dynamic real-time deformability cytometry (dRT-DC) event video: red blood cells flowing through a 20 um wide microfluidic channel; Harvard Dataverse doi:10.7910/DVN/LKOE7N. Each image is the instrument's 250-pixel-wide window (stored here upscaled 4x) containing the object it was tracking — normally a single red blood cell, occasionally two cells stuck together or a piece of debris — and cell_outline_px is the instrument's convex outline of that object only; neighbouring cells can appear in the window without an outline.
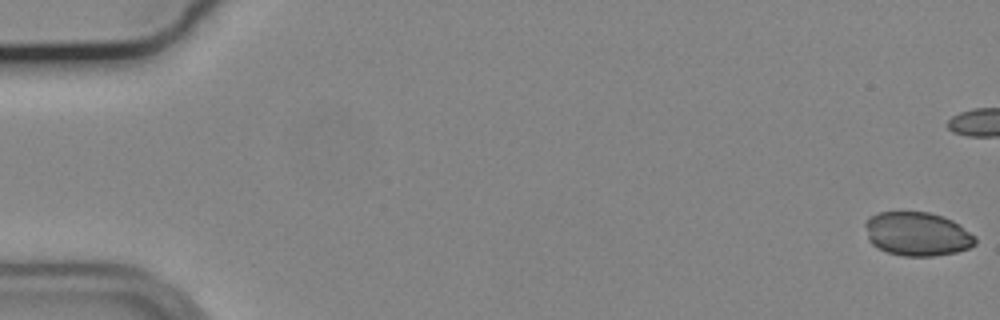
{"species": "common noctule bat (a hibernating species)", "species_latin": "Nyctalus noctula", "temperature_condition": "cold", "stored_images_in_passage": 57, "camera_frame_rate_fps": 3000, "um_per_image_px": 0.085, "animal": {"sex": "male", "body_mass_g": 19.2, "forearm_length_mm": 51.8}, "frame": {"image": 1, "passage_image": 1, "time_ms": 0.0, "image_size_px": [1000, 320], "cell_outline_px": [[976, 244], [968, 248], [956, 252], [936, 256], [904, 256], [888, 252], [876, 248], [868, 240], [864, 224], [868, 216], [880, 212], [928, 212], [944, 216], [960, 224], [976, 236]], "centroid_in_image_um": [77.96, 19.88], "position_along_channel_um": 7.0, "area_um2": 28.44}}
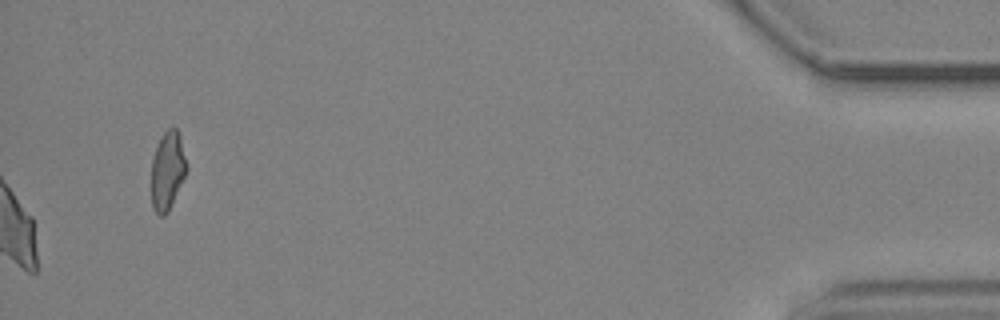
{"frame": {"image": 2, "passage_image": 57, "time_ms": 18.667, "image_size_px": [1000, 320], "cell_outline_px": [[188, 168], [168, 212], [164, 216], [160, 216], [152, 208], [152, 160], [156, 148], [164, 132], [172, 124], [176, 128], [180, 136]], "centroid_in_image_um": [14.25, 14.49], "position_along_channel_um": 421.0, "area_um2": 15.95}}